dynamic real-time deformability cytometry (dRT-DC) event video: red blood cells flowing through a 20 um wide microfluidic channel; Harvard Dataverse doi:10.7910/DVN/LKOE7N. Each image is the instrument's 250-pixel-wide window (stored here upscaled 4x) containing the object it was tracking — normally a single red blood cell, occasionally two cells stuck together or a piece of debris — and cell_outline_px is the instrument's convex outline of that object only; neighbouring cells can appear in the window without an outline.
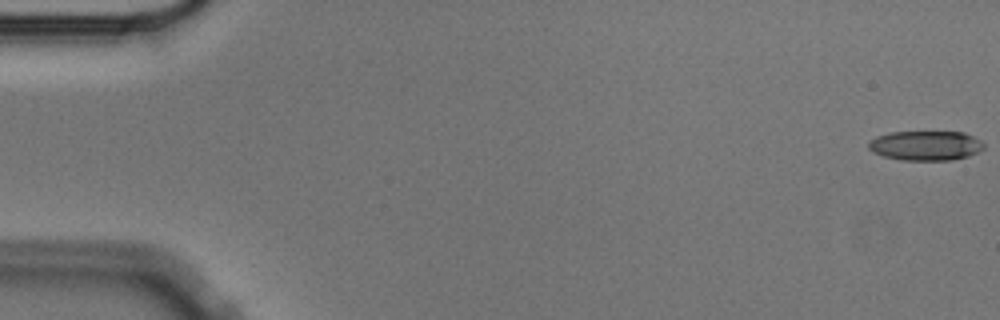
{"species": "Egyptian fruit bat (a non-hibernating species)", "species_latin": "Rousettus aegyptiacus", "temperature_condition": "cold", "stored_images_in_passage": 46, "camera_frame_rate_fps": 3000, "um_per_image_px": 0.085, "animal": {"sex": "male"}, "frame": {"image": 1, "passage_image": 1, "time_ms": 0.0, "image_size_px": [1000, 320], "cell_outline_px": [[984, 148], [968, 156], [952, 160], [904, 160], [884, 156], [872, 152], [868, 148], [868, 140], [876, 136], [892, 132], [964, 132], [980, 140], [984, 144]], "centroid_in_image_um": [78.65, 12.37], "position_along_channel_um": 6.3, "area_um2": 19.88}}
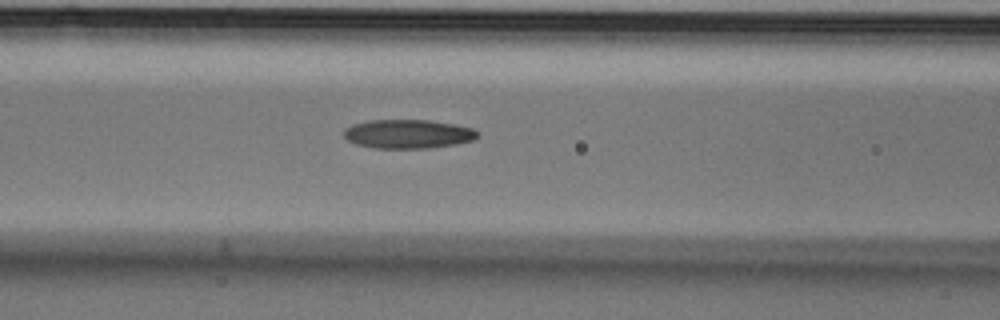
{"frame": {"image": 2, "passage_image": 24, "time_ms": 7.667, "image_size_px": [1000, 320], "cell_outline_px": [[480, 136], [476, 140], [456, 144], [428, 148], [372, 148], [356, 144], [348, 140], [344, 136], [344, 128], [352, 124], [368, 120], [428, 120], [452, 124], [472, 128], [480, 132]], "centroid_in_image_um": [34.7, 11.39], "position_along_channel_um": 131.9, "area_um2": 22.72}}
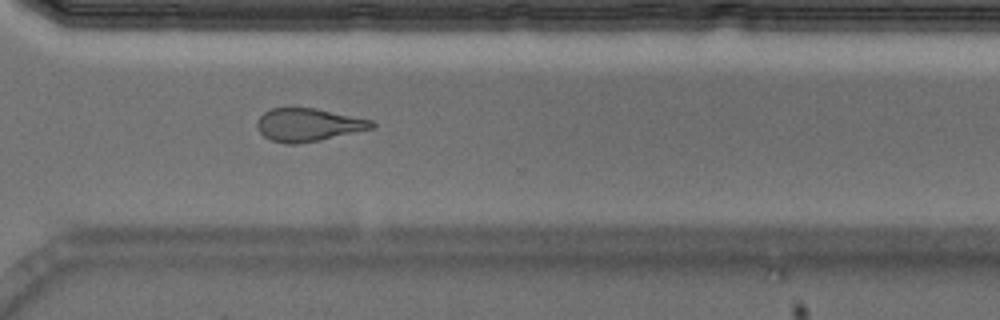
{"frame": {"image": 3, "passage_image": 42, "time_ms": 13.667, "image_size_px": [1000, 320], "cell_outline_px": [[376, 124], [372, 128], [320, 140], [296, 144], [288, 144], [272, 140], [264, 136], [260, 132], [256, 124], [260, 116], [264, 112], [272, 108], [316, 108], [372, 120]], "centroid_in_image_um": [26.19, 10.6], "position_along_channel_um": 344.4, "area_um2": 21.79}, "authors_computed_cell_mechanics": {"area_um2": 21.8773, "velocity_mm_per_s": 3.5504, "shape_relaxation_time_tau1_ms": 9.6604, "shape_relaxation_time_tau2_ms": 3.2008, "deformation_change_tau1": 0.2386, "deformation_change_tau2": 0.123}}